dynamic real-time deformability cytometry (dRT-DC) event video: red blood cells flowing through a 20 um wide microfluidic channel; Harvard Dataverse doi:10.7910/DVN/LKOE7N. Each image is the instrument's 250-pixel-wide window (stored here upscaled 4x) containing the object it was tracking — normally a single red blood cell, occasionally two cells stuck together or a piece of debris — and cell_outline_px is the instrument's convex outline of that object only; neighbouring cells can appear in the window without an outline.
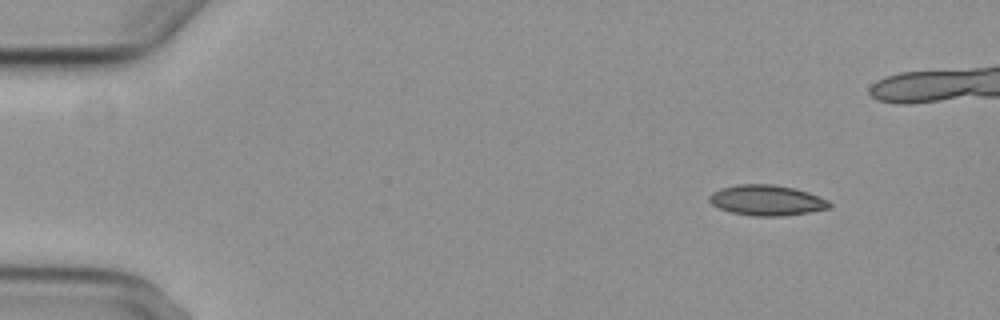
{"species": "common noctule bat (a hibernating species)", "species_latin": "Nyctalus noctula", "temperature_condition": "cold", "stored_images_in_passage": 2, "camera_frame_rate_fps": 3000, "um_per_image_px": 0.085, "animal": {"sex": "female", "body_mass_g": 29.2, "forearm_length_mm": 56.3}, "frame": {"image": 1, "passage_image": 2, "time_ms": 2.333, "image_size_px": [1000, 320], "cell_outline_px": [[832, 208], [784, 216], [752, 216], [732, 212], [720, 208], [712, 204], [708, 200], [708, 196], [712, 192], [720, 188], [740, 184], [772, 184], [792, 188], [808, 192], [828, 200], [832, 204]], "centroid_in_image_um": [65.17, 17.02], "position_along_channel_um": 19.8, "area_um2": 21.33}}